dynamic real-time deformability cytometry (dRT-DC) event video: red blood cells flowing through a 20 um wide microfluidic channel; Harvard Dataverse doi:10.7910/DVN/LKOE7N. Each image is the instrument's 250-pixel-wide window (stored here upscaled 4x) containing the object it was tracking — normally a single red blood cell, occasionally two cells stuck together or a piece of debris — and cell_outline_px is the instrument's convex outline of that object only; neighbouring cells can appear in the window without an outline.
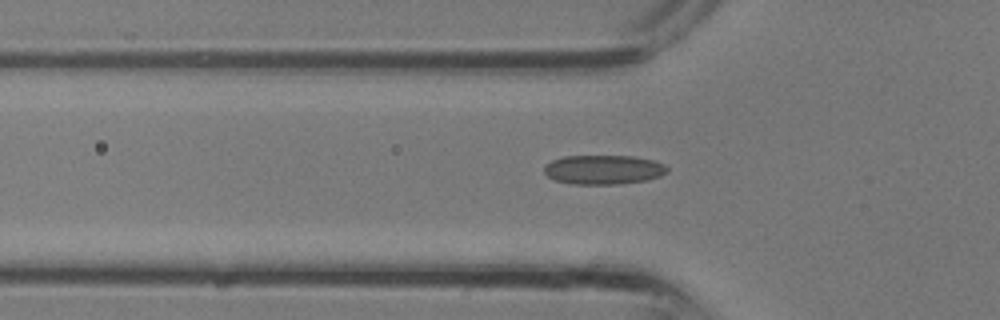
{"species": "common noctule bat (a hibernating species)", "species_latin": "Nyctalus noctula", "temperature_condition": "room temperature", "stored_images_in_passage": 4, "camera_frame_rate_fps": 3000, "um_per_image_px": 0.085, "animal": {"sex": "male", "body_mass_g": 13.3}, "frame": {"image": 1, "passage_image": 4, "time_ms": 1.0, "image_size_px": [1000, 320], "cell_outline_px": [[668, 172], [660, 176], [644, 180], [616, 184], [572, 184], [556, 180], [548, 176], [544, 172], [544, 164], [552, 160], [564, 156], [632, 156], [656, 160], [664, 164], [668, 168]], "centroid_in_image_um": [51.3, 14.41], "position_along_channel_um": 74.5, "area_um2": 21.04}}